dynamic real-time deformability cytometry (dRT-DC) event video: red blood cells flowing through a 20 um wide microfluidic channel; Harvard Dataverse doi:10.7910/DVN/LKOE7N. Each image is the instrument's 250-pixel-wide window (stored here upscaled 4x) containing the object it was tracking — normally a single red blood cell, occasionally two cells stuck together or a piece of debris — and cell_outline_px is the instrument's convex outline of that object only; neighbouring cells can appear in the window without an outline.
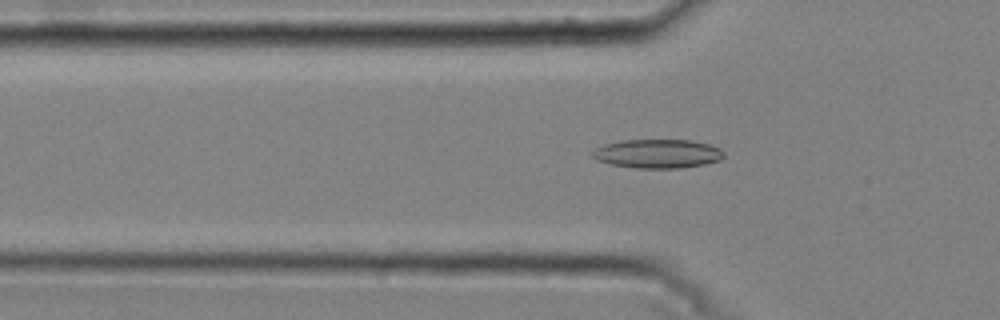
{"species": "common noctule bat (a hibernating species)", "species_latin": "Nyctalus noctula", "temperature_condition": "cold", "stored_images_in_passage": 51, "camera_frame_rate_fps": 3000, "um_per_image_px": 0.085, "animal": {"sex": "male", "body_mass_g": 20.4}, "frame": {"image": 1, "passage_image": 17, "time_ms": 5.333, "image_size_px": [1000, 320], "cell_outline_px": [[724, 156], [720, 160], [704, 164], [684, 168], [636, 168], [612, 164], [596, 160], [592, 156], [592, 152], [596, 148], [604, 144], [624, 140], [692, 140], [708, 144], [720, 148], [724, 152]], "centroid_in_image_um": [55.91, 13.06], "position_along_channel_um": 69.9, "area_um2": 22.14}}
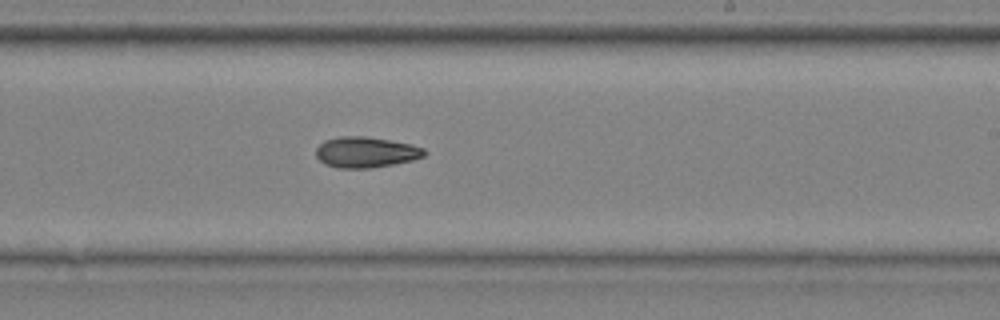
{"frame": {"image": 2, "passage_image": 32, "time_ms": 10.333, "image_size_px": [1000, 320], "cell_outline_px": [[428, 152], [424, 156], [412, 160], [372, 168], [336, 168], [324, 164], [316, 156], [316, 148], [324, 140], [340, 136], [364, 136], [412, 144], [424, 148]], "centroid_in_image_um": [31.09, 12.94], "position_along_channel_um": 257.9, "area_um2": 19.48}}
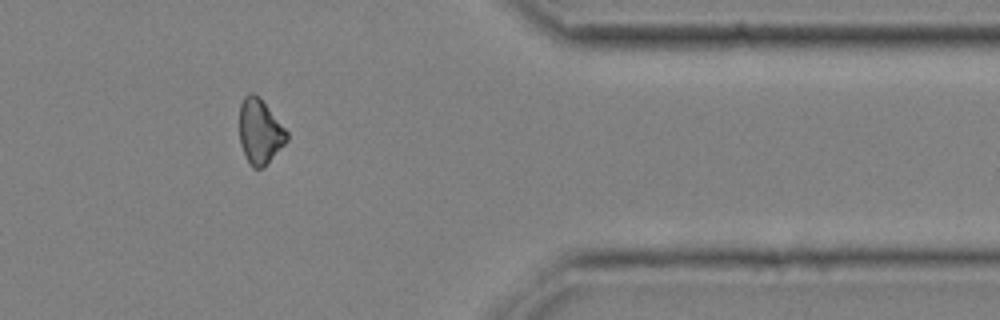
{"frame": {"image": 3, "passage_image": 44, "time_ms": 14.333, "image_size_px": [1000, 320], "cell_outline_px": [[288, 140], [260, 168], [252, 168], [240, 144], [240, 104], [244, 96], [248, 92], [252, 92], [260, 96], [288, 132]], "centroid_in_image_um": [22.08, 11.1], "position_along_channel_um": 389.3, "area_um2": 17.63}, "authors_computed_cell_mechanics": {"area_um2": 19.5942, "velocity_mm_per_s": 3.7637, "shape_relaxation_time_tau1_ms": 7.972, "shape_relaxation_time_tau2_ms": null, "deformation_change_tau1": 0.1512, "deformation_change_tau2": null}}